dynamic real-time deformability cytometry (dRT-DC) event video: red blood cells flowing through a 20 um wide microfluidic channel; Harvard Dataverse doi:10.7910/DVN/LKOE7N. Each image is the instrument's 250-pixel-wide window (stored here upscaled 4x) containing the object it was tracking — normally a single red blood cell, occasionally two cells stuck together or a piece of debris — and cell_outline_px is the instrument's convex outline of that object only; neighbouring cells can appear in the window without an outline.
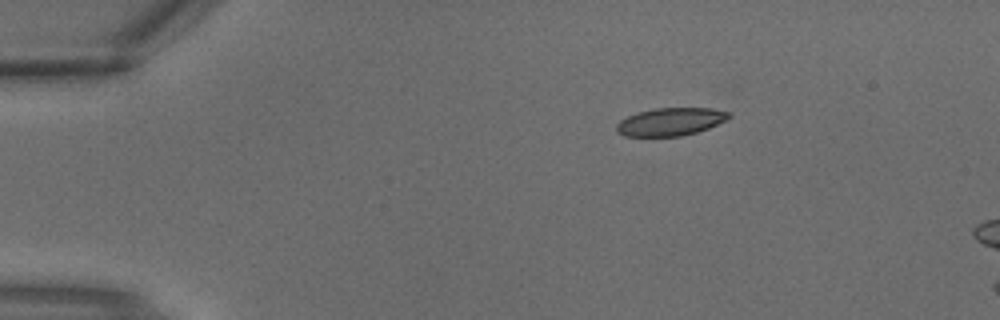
{"species": "common noctule bat (a hibernating species)", "species_latin": "Nyctalus noctula", "temperature_condition": "warm", "stored_images_in_passage": 2, "camera_frame_rate_fps": 3000, "um_per_image_px": 0.085, "animal": {"sex": "male", "body_mass_g": 18.8}, "frame": {"image": 1, "passage_image": 1, "time_ms": 0.0, "image_size_px": [1000, 320], "cell_outline_px": [[732, 116], [708, 128], [696, 132], [680, 136], [624, 136], [616, 132], [616, 124], [620, 120], [636, 112], [656, 108], [712, 108], [732, 112]], "centroid_in_image_um": [56.98, 10.34], "position_along_channel_um": 28.0, "area_um2": 18.26}}